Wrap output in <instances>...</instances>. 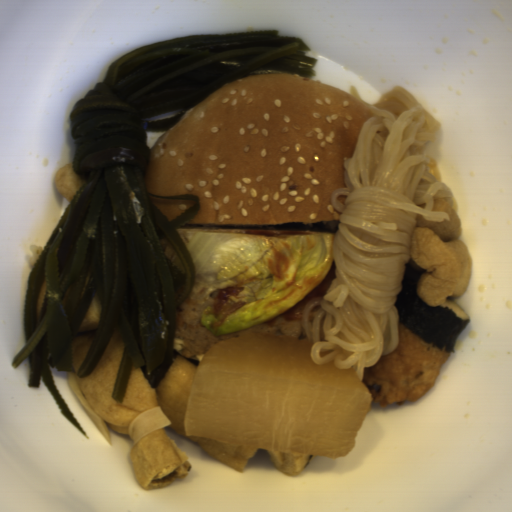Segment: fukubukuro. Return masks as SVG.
<instances>
[{
    "instance_id": "fukubukuro-1",
    "label": "fukubukuro",
    "mask_w": 512,
    "mask_h": 512,
    "mask_svg": "<svg viewBox=\"0 0 512 512\" xmlns=\"http://www.w3.org/2000/svg\"><path fill=\"white\" fill-rule=\"evenodd\" d=\"M97 334L72 342L74 376L90 407L108 429L132 439L131 467L139 487L162 489L175 480H185L192 465L188 454L166 434L171 422L159 405L158 386L153 388L142 368L132 363L122 403L113 396L126 350L117 325L95 369L86 377L77 375Z\"/></svg>"
},
{
    "instance_id": "fukubukuro-2",
    "label": "fukubukuro",
    "mask_w": 512,
    "mask_h": 512,
    "mask_svg": "<svg viewBox=\"0 0 512 512\" xmlns=\"http://www.w3.org/2000/svg\"><path fill=\"white\" fill-rule=\"evenodd\" d=\"M84 181L85 178L75 172L74 164L61 166L56 171L54 178L55 188L69 202L78 193Z\"/></svg>"
},
{
    "instance_id": "fukubukuro-3",
    "label": "fukubukuro",
    "mask_w": 512,
    "mask_h": 512,
    "mask_svg": "<svg viewBox=\"0 0 512 512\" xmlns=\"http://www.w3.org/2000/svg\"><path fill=\"white\" fill-rule=\"evenodd\" d=\"M102 314L103 303L99 293L97 292L87 309L83 321L77 327L76 333H87L99 328Z\"/></svg>"
}]
</instances>
